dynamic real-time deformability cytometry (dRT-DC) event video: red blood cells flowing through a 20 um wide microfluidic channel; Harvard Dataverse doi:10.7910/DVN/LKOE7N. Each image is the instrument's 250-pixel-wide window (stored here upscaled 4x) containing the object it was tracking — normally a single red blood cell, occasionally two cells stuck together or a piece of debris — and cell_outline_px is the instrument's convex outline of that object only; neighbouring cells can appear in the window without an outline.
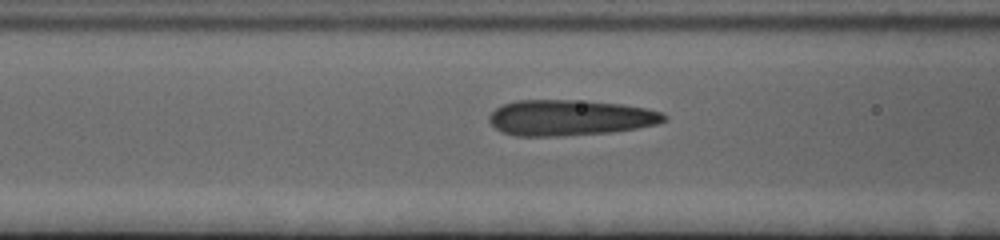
{"species": "human", "species_latin": "Homo sapiens", "temperature_condition": "cold", "stored_images_in_passage": 41, "camera_frame_rate_fps": 3000, "um_per_image_px": 0.085, "donor": {"sex": "female"}, "frame": {"image": 1, "passage_image": 13, "time_ms": 4.0, "image_size_px": [1000, 240], "cell_outline_px": [[668, 120], [656, 124], [636, 128], [612, 132], [560, 136], [516, 136], [500, 132], [488, 120], [488, 116], [496, 108], [504, 104], [516, 100], [572, 100], [620, 104], [644, 108], [660, 112], [668, 116]], "centroid_in_image_um": [48.42, 10.01], "position_along_channel_um": 118.2, "area_um2": 36.36}}
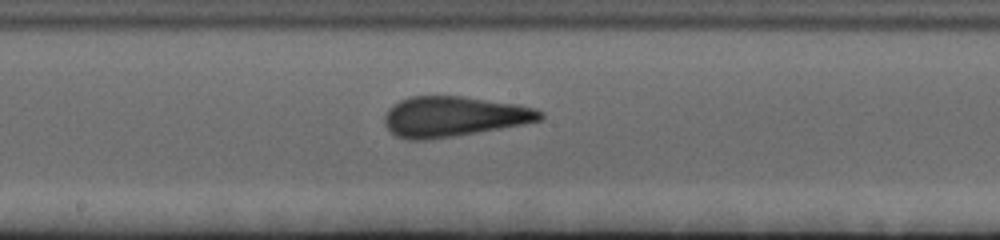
{"frame": {"image": 2, "passage_image": 21, "time_ms": 6.667, "image_size_px": [1000, 240], "cell_outline_px": [[544, 116], [540, 120], [500, 128], [456, 136], [428, 140], [408, 140], [396, 136], [384, 124], [384, 116], [388, 108], [392, 104], [408, 96], [464, 96], [520, 104], [536, 108], [544, 112]], "centroid_in_image_um": [38.55, 9.89], "position_along_channel_um": 209.7, "area_um2": 36.82}}
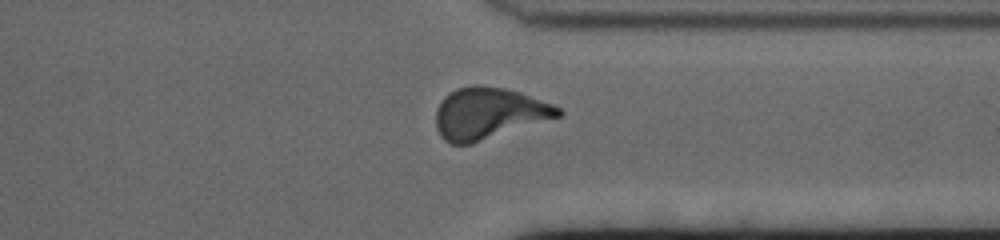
{"frame": {"image": 3, "passage_image": 35, "time_ms": 11.333, "image_size_px": [1000, 240], "cell_outline_px": [[564, 112], [560, 116], [472, 144], [452, 144], [444, 140], [440, 136], [436, 128], [436, 108], [444, 96], [448, 92], [456, 88], [472, 84], [476, 84], [504, 88], [520, 92], [552, 104], [560, 108]], "centroid_in_image_um": [41.5, 9.62], "position_along_channel_um": 369.9, "area_um2": 36.82}, "authors_computed_cell_mechanics": {"area_um2": 35.6626, "velocity_mm_per_s": 3.4359, "shape_relaxation_time_tau1_ms": 8.8389, "shape_relaxation_time_tau2_ms": 1.1895, "deformation_change_tau1": 0.2271, "deformation_change_tau2": 0.0733}}